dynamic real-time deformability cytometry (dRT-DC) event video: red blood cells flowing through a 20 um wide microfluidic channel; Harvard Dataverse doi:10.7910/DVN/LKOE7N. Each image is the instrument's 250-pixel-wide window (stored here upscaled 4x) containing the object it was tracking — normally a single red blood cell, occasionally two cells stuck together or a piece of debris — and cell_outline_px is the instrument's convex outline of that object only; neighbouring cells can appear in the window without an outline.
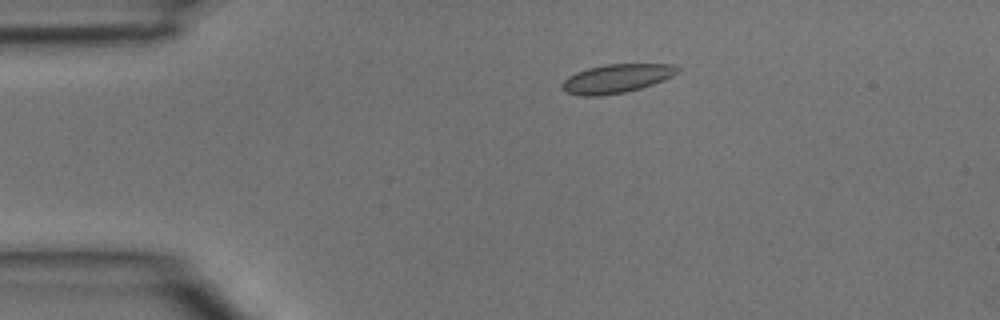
{"species": "common noctule bat (a hibernating species)", "species_latin": "Nyctalus noctula", "temperature_condition": "room temperature", "stored_images_in_passage": 3, "segment_of_instrument_passage": [1, 2], "camera_frame_rate_fps": 3000, "um_per_image_px": 0.085, "animal": {"sex": "male", "body_mass_g": 15.6}, "frame": {"image": 1, "passage_image": 1, "time_ms": 0.0, "image_size_px": [1000, 320], "cell_outline_px": [[680, 72], [664, 80], [640, 88], [624, 92], [600, 96], [580, 96], [568, 92], [560, 88], [560, 84], [568, 76], [576, 72], [588, 68], [604, 64], [672, 64], [680, 68]], "centroid_in_image_um": [52.39, 6.67], "position_along_channel_um": 32.6, "area_um2": 19.42}}